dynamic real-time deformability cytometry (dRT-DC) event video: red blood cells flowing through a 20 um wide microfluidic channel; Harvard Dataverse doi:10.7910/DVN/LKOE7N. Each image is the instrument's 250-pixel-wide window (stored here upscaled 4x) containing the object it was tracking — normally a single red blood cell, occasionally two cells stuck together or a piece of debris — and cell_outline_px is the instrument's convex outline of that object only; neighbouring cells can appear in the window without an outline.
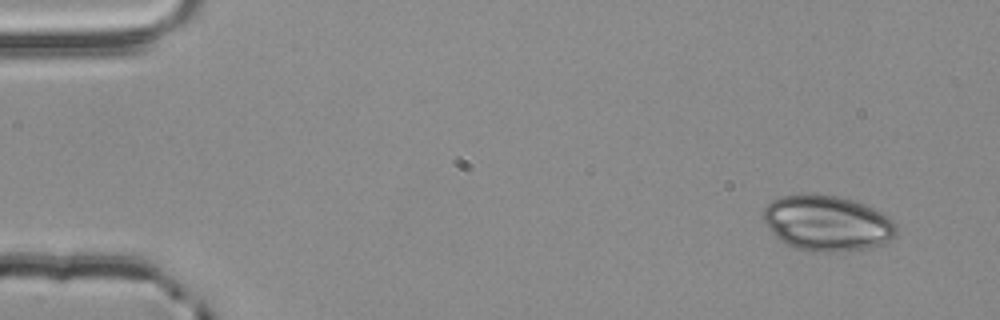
{"species": "common noctule bat (a hibernating species)", "species_latin": "Nyctalus noctula", "temperature_condition": "room temperature", "stored_images_in_passage": 4, "camera_frame_rate_fps": 3000, "um_per_image_px": 0.085, "animal": {"sex": "male", "body_mass_g": 20.4}, "frame": {"image": 1, "passage_image": 1, "time_ms": 0.0, "image_size_px": [1000, 320], "cell_outline_px": [[896, 236], [892, 240], [884, 244], [868, 248], [836, 252], [808, 252], [796, 248], [780, 240], [772, 232], [764, 220], [764, 208], [772, 200], [780, 196], [836, 196], [852, 200], [864, 204], [888, 216], [896, 224]], "centroid_in_image_um": [70.35, 19.01], "position_along_channel_um": 14.7, "area_um2": 42.6}}